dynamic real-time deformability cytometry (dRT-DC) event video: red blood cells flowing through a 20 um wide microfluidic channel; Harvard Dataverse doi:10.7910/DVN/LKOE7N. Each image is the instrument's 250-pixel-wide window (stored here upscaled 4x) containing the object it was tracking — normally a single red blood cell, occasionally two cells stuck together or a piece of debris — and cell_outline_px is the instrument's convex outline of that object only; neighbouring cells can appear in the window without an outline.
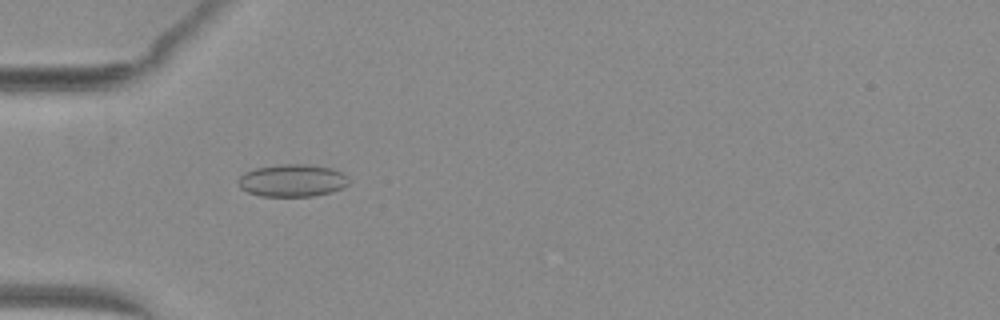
{"species": "common noctule bat (a hibernating species)", "species_latin": "Nyctalus noctula", "temperature_condition": "warm", "stored_images_in_passage": 40, "camera_frame_rate_fps": 3000, "um_per_image_px": 0.085, "animal": {"sex": "female", "body_mass_g": 29.2, "forearm_length_mm": 56.3}, "frame": {"image": 1, "passage_image": 6, "time_ms": 1.667, "image_size_px": [1000, 320], "cell_outline_px": [[348, 184], [344, 188], [332, 192], [312, 196], [260, 196], [248, 192], [240, 188], [236, 180], [244, 172], [256, 168], [280, 164], [308, 164], [332, 168], [348, 176]], "centroid_in_image_um": [24.84, 15.34], "position_along_channel_um": 60.2, "area_um2": 21.1}}
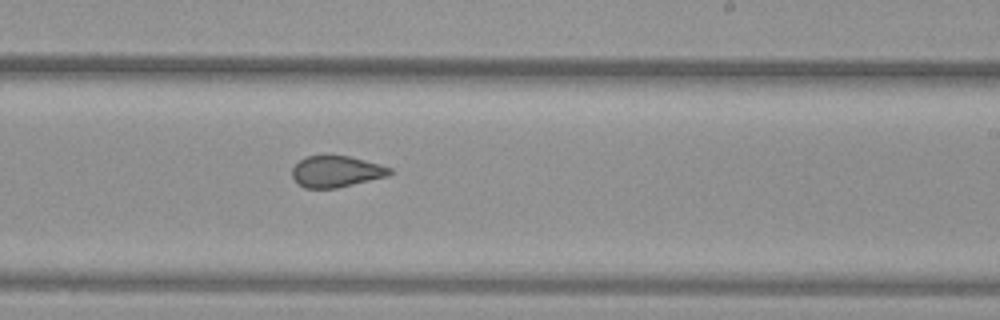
{"frame": {"image": 2, "passage_image": 21, "time_ms": 6.667, "image_size_px": [1000, 320], "cell_outline_px": [[392, 172], [388, 176], [336, 188], [304, 188], [292, 176], [292, 168], [300, 160], [308, 156], [348, 156], [380, 164], [392, 168]], "centroid_in_image_um": [28.6, 14.58], "position_along_channel_um": 260.4, "area_um2": 17.57}}
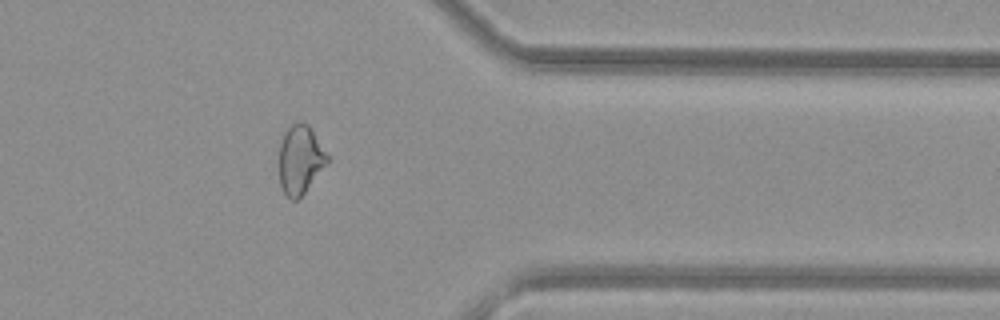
{"frame": {"image": 3, "passage_image": 31, "time_ms": 10.0, "image_size_px": [1000, 320], "cell_outline_px": [[328, 164], [304, 192], [296, 200], [292, 200], [284, 192], [280, 184], [280, 144], [284, 132], [292, 124], [300, 120], [308, 124], [328, 156]], "centroid_in_image_um": [25.52, 13.55], "position_along_channel_um": 385.9, "area_um2": 19.02}, "authors_computed_cell_mechanics": {"area_um2": 19.3052, "velocity_mm_per_s": 4.1031, "shape_relaxation_time_tau1_ms": null, "shape_relaxation_time_tau2_ms": 1.3796, "deformation_change_tau1": null, "deformation_change_tau2": 0.0692}}